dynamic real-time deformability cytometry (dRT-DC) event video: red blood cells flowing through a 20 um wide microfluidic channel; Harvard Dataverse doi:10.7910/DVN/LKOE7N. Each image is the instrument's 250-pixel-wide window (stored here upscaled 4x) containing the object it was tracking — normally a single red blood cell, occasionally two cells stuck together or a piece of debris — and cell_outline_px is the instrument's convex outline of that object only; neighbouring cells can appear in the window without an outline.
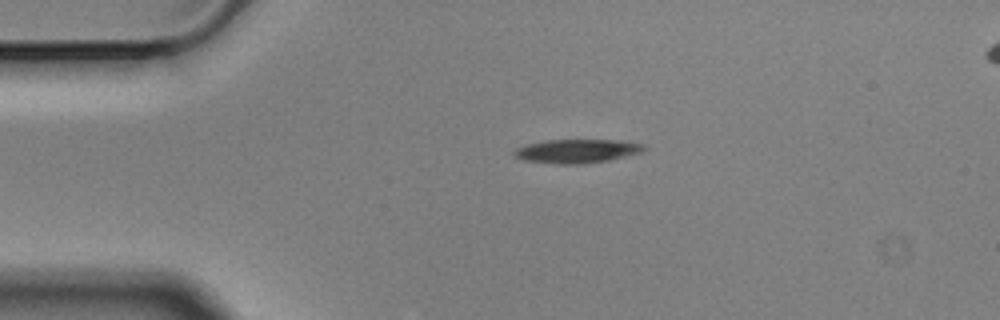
{"species": "Egyptian fruit bat (a non-hibernating species)", "species_latin": "Rousettus aegyptiacus", "temperature_condition": "cold", "stored_images_in_passage": 2, "camera_frame_rate_fps": 3000, "um_per_image_px": 0.085, "animal": {"sex": "male"}, "frame": {"image": 1, "passage_image": 1, "time_ms": 0.0, "image_size_px": [1000, 320], "cell_outline_px": [[648, 148], [644, 152], [608, 160], [584, 164], [552, 164], [524, 160], [512, 156], [512, 152], [516, 148], [524, 144], [548, 140], [620, 140], [644, 144]], "centroid_in_image_um": [49.03, 12.84], "position_along_channel_um": 36.0, "area_um2": 18.32}}